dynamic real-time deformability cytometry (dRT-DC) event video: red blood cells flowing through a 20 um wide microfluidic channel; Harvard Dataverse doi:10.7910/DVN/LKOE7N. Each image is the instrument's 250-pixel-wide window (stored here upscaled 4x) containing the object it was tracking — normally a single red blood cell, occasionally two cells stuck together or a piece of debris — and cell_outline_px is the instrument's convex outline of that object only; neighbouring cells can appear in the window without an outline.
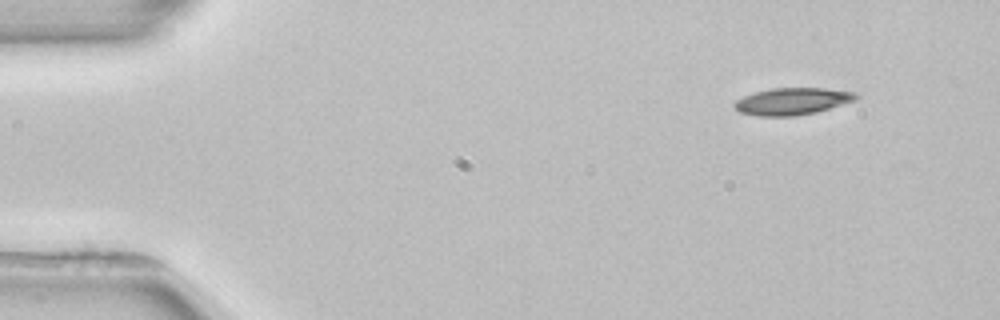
{"species": "common noctule bat (a hibernating species)", "species_latin": "Nyctalus noctula", "temperature_condition": "room temperature", "stored_images_in_passage": 4, "camera_frame_rate_fps": 3000, "um_per_image_px": 0.085, "animal": {"sex": "female", "body_mass_g": 22.7, "forearm_length_mm": 54.2}, "frame": {"image": 1, "passage_image": 1, "time_ms": 0.0, "image_size_px": [1000, 320], "cell_outline_px": [[860, 96], [856, 100], [816, 112], [796, 116], [760, 116], [740, 112], [732, 104], [736, 100], [744, 96], [756, 92], [772, 88], [824, 88], [856, 92]], "centroid_in_image_um": [67.37, 8.61], "position_along_channel_um": 17.6, "area_um2": 19.07}}
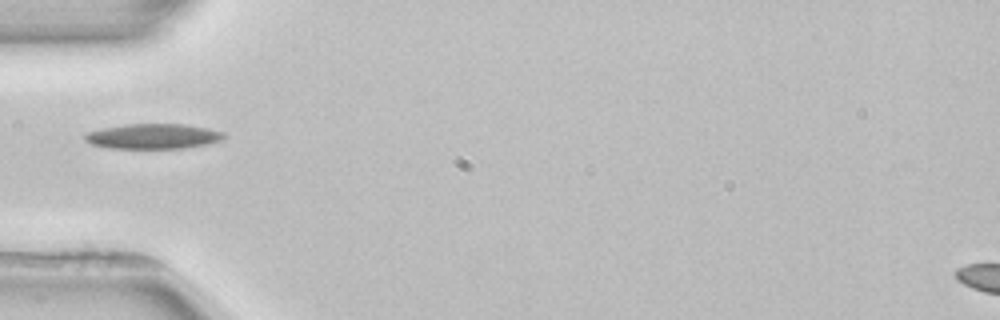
{"frame": {"image": 2, "passage_image": 4, "time_ms": 4.0, "image_size_px": [1000, 320], "cell_outline_px": [[228, 136], [220, 140], [208, 144], [184, 148], [108, 148], [92, 144], [84, 140], [84, 136], [88, 132], [104, 128], [128, 124], [184, 124], [208, 128], [224, 132]], "centroid_in_image_um": [13.06, 11.58], "position_along_channel_um": 71.9, "area_um2": 20.29}}